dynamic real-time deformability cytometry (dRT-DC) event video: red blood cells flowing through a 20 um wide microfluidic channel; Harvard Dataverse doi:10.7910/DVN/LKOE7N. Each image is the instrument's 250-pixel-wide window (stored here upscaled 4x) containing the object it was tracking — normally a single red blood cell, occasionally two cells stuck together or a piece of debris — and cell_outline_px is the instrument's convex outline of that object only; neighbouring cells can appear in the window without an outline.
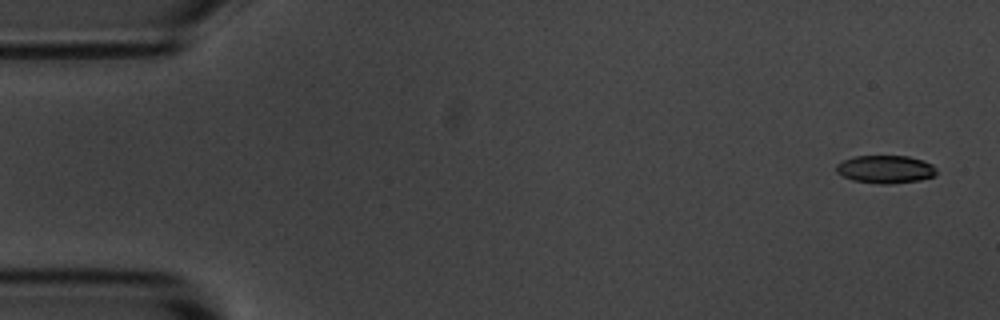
{"species": "common noctule bat (a hibernating species)", "species_latin": "Nyctalus noctula", "temperature_condition": "room temperature", "stored_images_in_passage": 5, "camera_frame_rate_fps": 3000, "um_per_image_px": 0.085, "animal": {"sex": "male", "body_mass_g": 20.1, "forearm_length_mm": 53.5}, "frame": {"image": 1, "passage_image": 1, "time_ms": 0.0, "image_size_px": [1000, 320], "cell_outline_px": [[936, 176], [920, 180], [892, 184], [880, 184], [852, 180], [836, 172], [836, 164], [844, 160], [856, 156], [908, 156], [924, 160], [932, 164], [936, 168]], "centroid_in_image_um": [75.29, 14.39], "position_along_channel_um": 9.7, "area_um2": 16.42}}
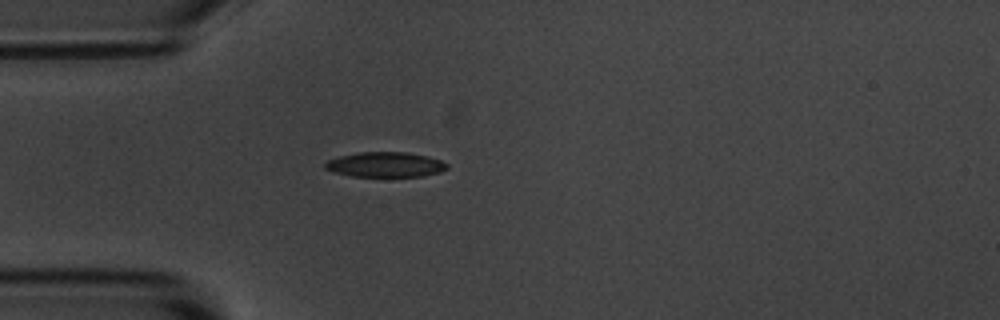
{"frame": {"image": 2, "passage_image": 5, "time_ms": 4.333, "image_size_px": [1000, 320], "cell_outline_px": [[448, 168], [440, 172], [424, 176], [352, 176], [332, 172], [324, 168], [324, 164], [328, 160], [340, 156], [360, 152], [404, 152], [428, 156], [440, 160], [448, 164]], "centroid_in_image_um": [32.75, 13.99], "position_along_channel_um": 52.2, "area_um2": 17.74}}